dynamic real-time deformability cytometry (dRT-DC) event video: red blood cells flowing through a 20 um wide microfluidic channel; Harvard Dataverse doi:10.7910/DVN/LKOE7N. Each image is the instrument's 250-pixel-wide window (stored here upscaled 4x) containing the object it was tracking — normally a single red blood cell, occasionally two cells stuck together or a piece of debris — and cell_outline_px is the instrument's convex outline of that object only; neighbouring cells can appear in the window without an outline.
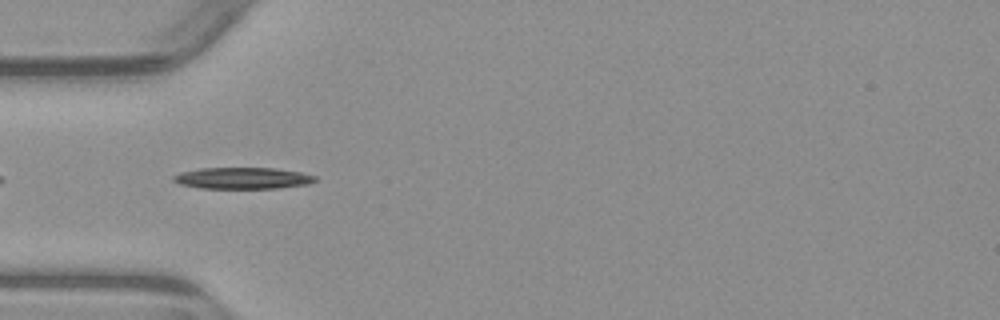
{"species": "common noctule bat (a hibernating species)", "species_latin": "Nyctalus noctula", "temperature_condition": "warm", "stored_images_in_passage": 30, "camera_frame_rate_fps": 3000, "um_per_image_px": 0.085, "animal": {"sex": "male", "body_mass_g": 23.1, "forearm_length_mm": 52.7}, "frame": {"image": 1, "passage_image": 2, "time_ms": 0.333, "image_size_px": [1000, 320], "cell_outline_px": [[316, 180], [308, 184], [276, 188], [200, 188], [180, 184], [172, 180], [172, 176], [180, 172], [200, 168], [276, 168], [300, 172], [316, 176]], "centroid_in_image_um": [20.6, 15.14], "position_along_channel_um": 64.4, "area_um2": 17.69}}
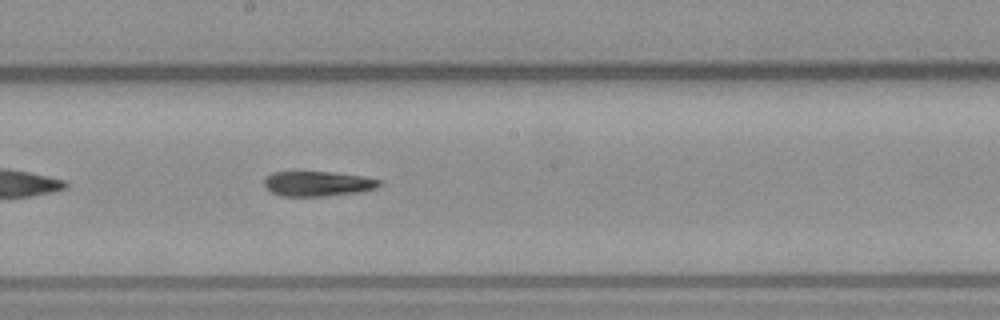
{"frame": {"image": 2, "passage_image": 14, "time_ms": 4.333, "image_size_px": [1000, 320], "cell_outline_px": [[384, 184], [376, 188], [360, 192], [324, 196], [280, 196], [264, 188], [264, 180], [272, 172], [332, 172], [364, 176], [380, 180]], "centroid_in_image_um": [27.03, 15.62], "position_along_channel_um": 221.2, "area_um2": 16.88}}
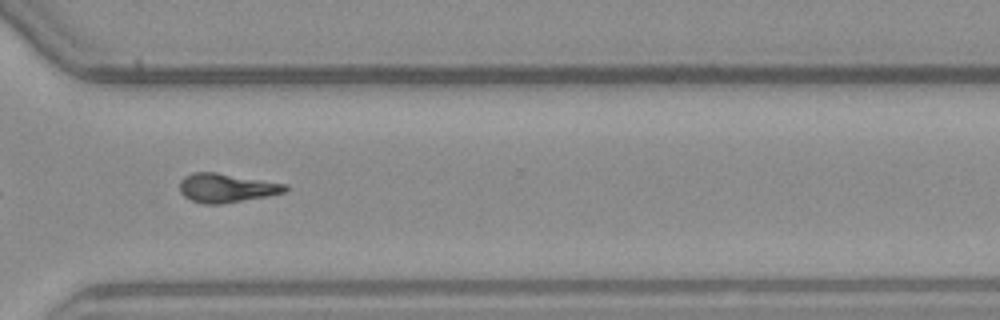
{"frame": {"image": 3, "passage_image": 24, "time_ms": 7.667, "image_size_px": [1000, 320], "cell_outline_px": [[288, 188], [284, 192], [268, 196], [220, 204], [204, 204], [192, 200], [184, 196], [180, 192], [180, 180], [184, 176], [192, 172], [216, 172], [288, 184]], "centroid_in_image_um": [19.24, 15.96], "position_along_channel_um": 351.4, "area_um2": 17.8}, "authors_computed_cell_mechanics": {"area_um2": 17.4845, "velocity_mm_per_s": 3.9111, "shape_relaxation_time_tau1_ms": 8.5318, "shape_relaxation_time_tau2_ms": null, "deformation_change_tau1": 0.2545, "deformation_change_tau2": null}}